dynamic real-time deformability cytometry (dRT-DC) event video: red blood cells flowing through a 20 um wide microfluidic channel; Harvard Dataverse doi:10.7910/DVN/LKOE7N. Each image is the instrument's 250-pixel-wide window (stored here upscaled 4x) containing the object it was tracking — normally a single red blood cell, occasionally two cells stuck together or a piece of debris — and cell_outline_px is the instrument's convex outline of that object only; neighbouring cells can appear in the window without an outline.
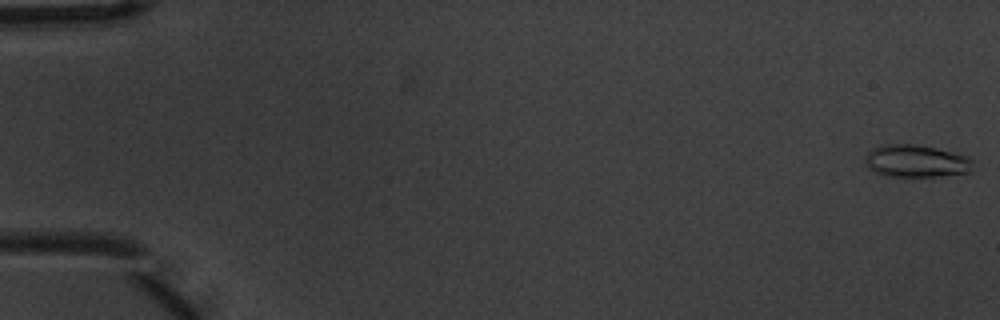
{"species": "common noctule bat (a hibernating species)", "species_latin": "Nyctalus noctula", "temperature_condition": "warm", "stored_images_in_passage": 5, "camera_frame_rate_fps": 3000, "um_per_image_px": 0.085, "animal": {"sex": "male", "body_mass_g": 20.1, "forearm_length_mm": 53.5}, "frame": {"image": 1, "passage_image": 1, "time_ms": 0.0, "image_size_px": [1000, 320], "cell_outline_px": [[972, 172], [940, 176], [880, 176], [868, 168], [864, 164], [864, 160], [868, 152], [872, 148], [888, 144], [916, 144], [956, 152], [968, 156], [972, 160]], "centroid_in_image_um": [77.86, 13.69], "position_along_channel_um": 7.1, "area_um2": 20.69}}
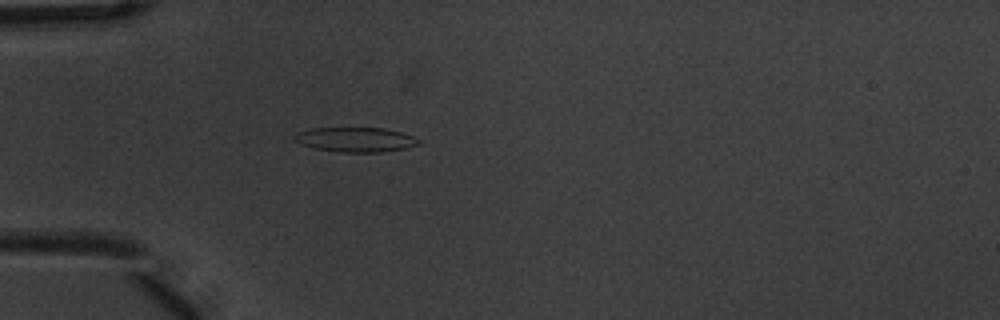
{"frame": {"image": 2, "passage_image": 5, "time_ms": 1.333, "image_size_px": [1000, 320], "cell_outline_px": [[420, 144], [404, 148], [380, 152], [340, 152], [316, 148], [300, 144], [292, 140], [292, 136], [296, 132], [312, 128], [384, 128], [400, 132], [412, 136], [420, 140]], "centroid_in_image_um": [30.16, 11.86], "position_along_channel_um": 54.8, "area_um2": 17.8}}